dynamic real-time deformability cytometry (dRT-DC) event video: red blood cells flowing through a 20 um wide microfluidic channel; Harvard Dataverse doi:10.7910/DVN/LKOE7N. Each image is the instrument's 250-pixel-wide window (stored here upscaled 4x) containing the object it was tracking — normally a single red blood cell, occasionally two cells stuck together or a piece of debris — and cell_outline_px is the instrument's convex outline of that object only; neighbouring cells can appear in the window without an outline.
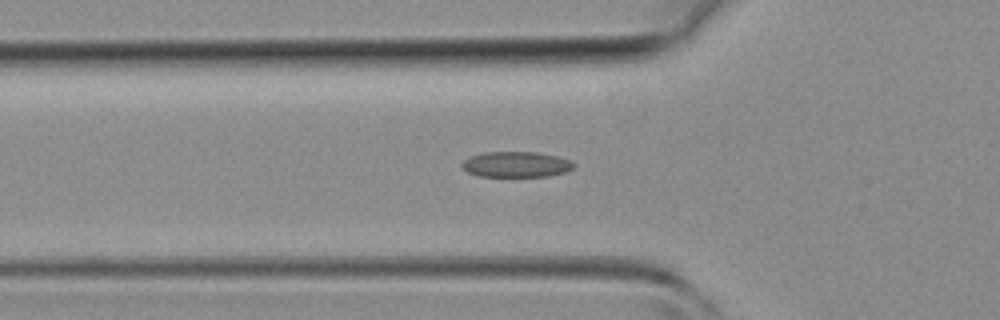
{"species": "common noctule bat (a hibernating species)", "species_latin": "Nyctalus noctula", "temperature_condition": "room temperature", "stored_images_in_passage": 31, "camera_frame_rate_fps": 3000, "um_per_image_px": 0.085, "animal": {"sex": "female", "body_mass_g": 19.3, "forearm_length_mm": 54.1}, "frame": {"image": 1, "passage_image": 6, "time_ms": 1.667, "image_size_px": [1000, 320], "cell_outline_px": [[576, 164], [572, 168], [564, 172], [548, 176], [476, 176], [468, 172], [460, 164], [468, 156], [484, 152], [536, 152], [556, 156], [568, 160]], "centroid_in_image_um": [43.82, 13.97], "position_along_channel_um": 82.0, "area_um2": 16.59}}
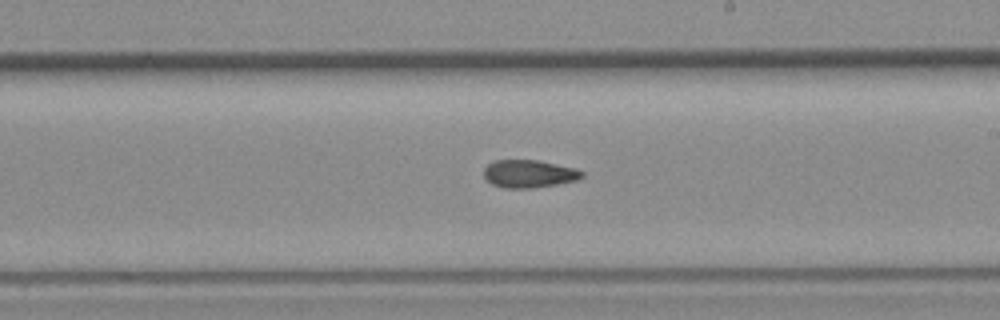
{"frame": {"image": 2, "passage_image": 16, "time_ms": 5.0, "image_size_px": [1000, 320], "cell_outline_px": [[584, 176], [576, 180], [556, 184], [532, 188], [504, 188], [492, 184], [484, 176], [484, 168], [488, 164], [496, 160], [536, 160], [576, 168], [584, 172]], "centroid_in_image_um": [44.97, 14.77], "position_along_channel_um": 244.0, "area_um2": 15.78}}
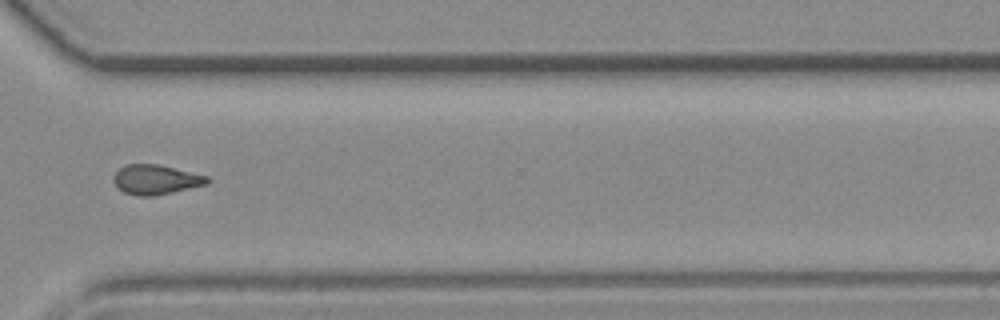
{"frame": {"image": 3, "passage_image": 23, "time_ms": 7.333, "image_size_px": [1000, 320], "cell_outline_px": [[212, 180], [208, 184], [172, 192], [152, 196], [136, 196], [124, 192], [116, 188], [112, 180], [116, 172], [124, 164], [156, 164], [208, 176]], "centroid_in_image_um": [13.22, 15.27], "position_along_channel_um": 357.4, "area_um2": 16.24}}